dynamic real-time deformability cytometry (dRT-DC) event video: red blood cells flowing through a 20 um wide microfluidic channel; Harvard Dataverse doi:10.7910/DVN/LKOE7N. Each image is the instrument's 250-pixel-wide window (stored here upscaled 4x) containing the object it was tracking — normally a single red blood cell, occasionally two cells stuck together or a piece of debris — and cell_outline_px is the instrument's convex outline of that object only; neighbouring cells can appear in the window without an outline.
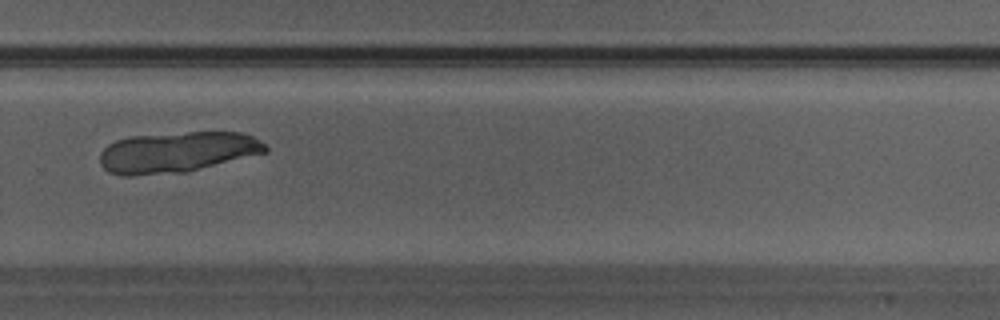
{"species": "Egyptian fruit bat (a non-hibernating species)", "species_latin": "Rousettus aegyptiacus", "temperature_condition": "warm", "stored_images_in_passage": 24, "camera_frame_rate_fps": 3000, "um_per_image_px": 0.085, "animal": {"sex": "male"}, "frame": {"image": 1, "passage_image": 14, "time_ms": 4.333, "image_size_px": [1000, 320], "cell_outline_px": [[268, 152], [188, 172], [132, 176], [120, 176], [108, 172], [100, 164], [100, 152], [108, 144], [116, 140], [132, 136], [188, 132], [240, 132], [252, 136], [260, 140], [268, 148]], "centroid_in_image_um": [15.04, 12.95], "position_along_channel_um": 314.8, "area_um2": 39.65}}